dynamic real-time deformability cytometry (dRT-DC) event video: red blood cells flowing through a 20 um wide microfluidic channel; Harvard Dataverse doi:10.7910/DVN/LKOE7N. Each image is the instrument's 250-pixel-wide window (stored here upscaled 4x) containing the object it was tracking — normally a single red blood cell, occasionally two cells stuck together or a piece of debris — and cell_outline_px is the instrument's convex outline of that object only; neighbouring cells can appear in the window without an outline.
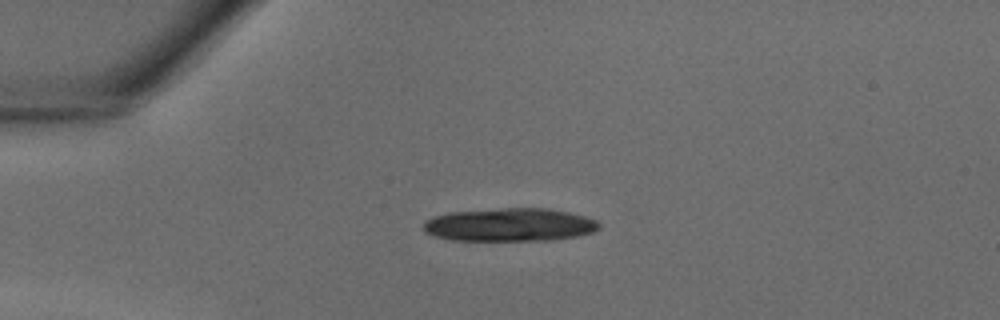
{"species": "common noctule bat (a hibernating species)", "species_latin": "Nyctalus noctula", "temperature_condition": "warm", "stored_images_in_passage": 30, "camera_frame_rate_fps": 3000, "um_per_image_px": 0.085, "animal": {"sex": "male", "body_mass_g": 18.8}, "frame": {"image": 1, "passage_image": 1, "time_ms": 0.0, "image_size_px": [1000, 320], "cell_outline_px": [[600, 228], [596, 232], [580, 236], [552, 240], [452, 240], [436, 236], [424, 232], [424, 220], [432, 216], [452, 212], [504, 208], [548, 208], [568, 212], [600, 220]], "centroid_in_image_um": [43.39, 19.11], "position_along_channel_um": 41.6, "area_um2": 34.22}}